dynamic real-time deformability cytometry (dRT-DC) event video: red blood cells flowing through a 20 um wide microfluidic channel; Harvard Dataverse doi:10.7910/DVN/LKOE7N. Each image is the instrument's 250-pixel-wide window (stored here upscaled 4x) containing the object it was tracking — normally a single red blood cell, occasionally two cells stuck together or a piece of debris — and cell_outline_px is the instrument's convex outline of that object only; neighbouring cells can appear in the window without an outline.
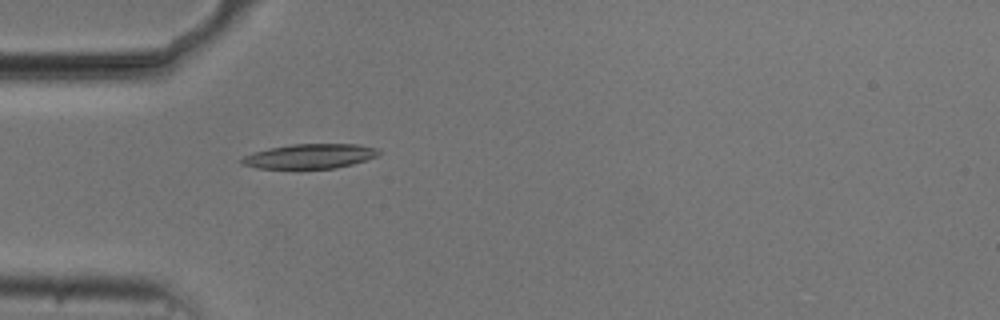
{"species": "common noctule bat (a hibernating species)", "species_latin": "Nyctalus noctula", "temperature_condition": "cold", "stored_images_in_passage": 5, "camera_frame_rate_fps": 3000, "um_per_image_px": 0.085, "animal": {"sex": "male", "body_mass_g": 20.5, "forearm_length_mm": 52.5}, "frame": {"image": 1, "passage_image": 1, "time_ms": 0.0, "image_size_px": [1000, 320], "cell_outline_px": [[380, 152], [376, 156], [352, 164], [332, 168], [296, 172], [256, 168], [240, 164], [240, 160], [244, 156], [252, 152], [268, 148], [292, 144], [356, 144], [376, 148]], "centroid_in_image_um": [26.2, 13.33], "position_along_channel_um": 58.8, "area_um2": 20.58}}